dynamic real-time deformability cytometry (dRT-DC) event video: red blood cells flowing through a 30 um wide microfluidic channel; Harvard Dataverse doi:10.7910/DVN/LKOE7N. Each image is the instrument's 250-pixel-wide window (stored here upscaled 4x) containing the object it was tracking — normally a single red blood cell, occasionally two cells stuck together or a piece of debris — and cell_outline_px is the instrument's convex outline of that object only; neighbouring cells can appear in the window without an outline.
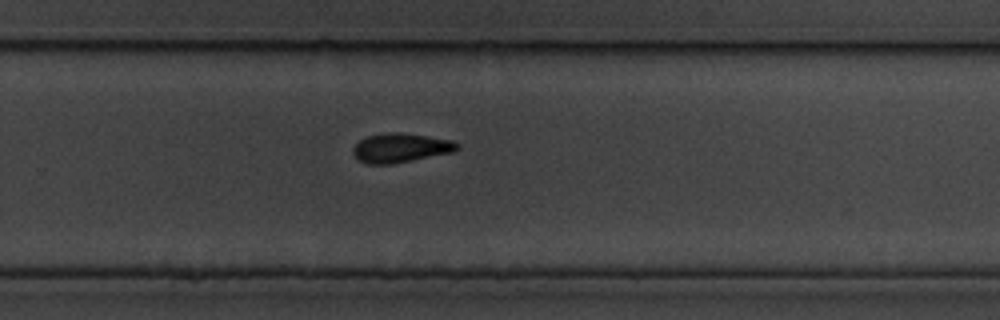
{"species": "common noctule bat (a hibernating species)", "species_latin": "Nyctalus noctula", "temperature_condition": "cold", "stored_images_in_passage": 7, "camera_frame_rate_fps": 3000, "um_per_image_px": 0.085, "animal": {"sex": "male", "body_mass_g": 19.5, "forearm_length_mm": 54.6}, "frame": {"image": 1, "passage_image": 7, "time_ms": 8.333, "image_size_px": [1000, 320], "cell_outline_px": [[460, 148], [452, 152], [392, 164], [368, 164], [360, 160], [352, 152], [352, 148], [360, 140], [368, 136], [388, 132], [400, 132], [452, 140], [460, 144]], "centroid_in_image_um": [34.06, 12.56], "position_along_channel_um": 295.7, "area_um2": 17.57}}